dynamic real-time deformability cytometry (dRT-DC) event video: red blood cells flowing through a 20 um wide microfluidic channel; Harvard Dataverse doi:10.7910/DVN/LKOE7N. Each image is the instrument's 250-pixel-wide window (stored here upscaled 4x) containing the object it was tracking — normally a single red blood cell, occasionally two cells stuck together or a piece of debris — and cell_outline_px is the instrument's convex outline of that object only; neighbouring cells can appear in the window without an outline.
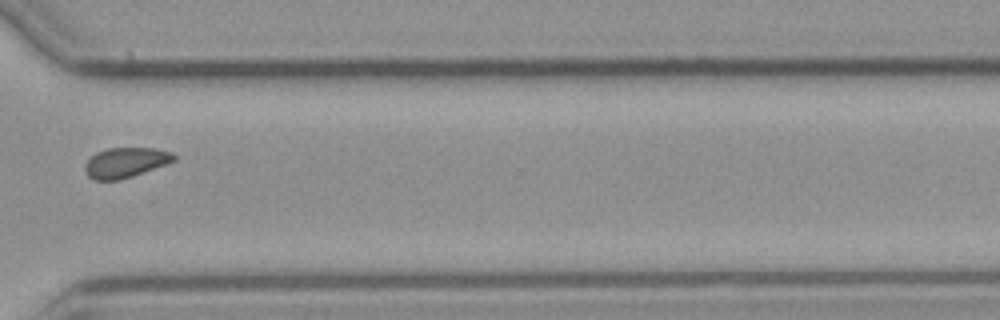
{"species": "common noctule bat (a hibernating species)", "species_latin": "Nyctalus noctula", "temperature_condition": "cold", "stored_images_in_passage": 15, "camera_frame_rate_fps": 3000, "um_per_image_px": 0.085, "animal": {"sex": "male", "body_mass_g": 23.1, "forearm_length_mm": 52.7}, "frame": {"image": 1, "passage_image": 11, "time_ms": 12.667, "image_size_px": [1000, 320], "cell_outline_px": [[176, 160], [132, 176], [120, 180], [96, 180], [88, 176], [84, 168], [84, 164], [96, 152], [108, 148], [156, 148], [172, 152], [176, 156]], "centroid_in_image_um": [10.66, 13.81], "position_along_channel_um": 359.9, "area_um2": 15.49}}
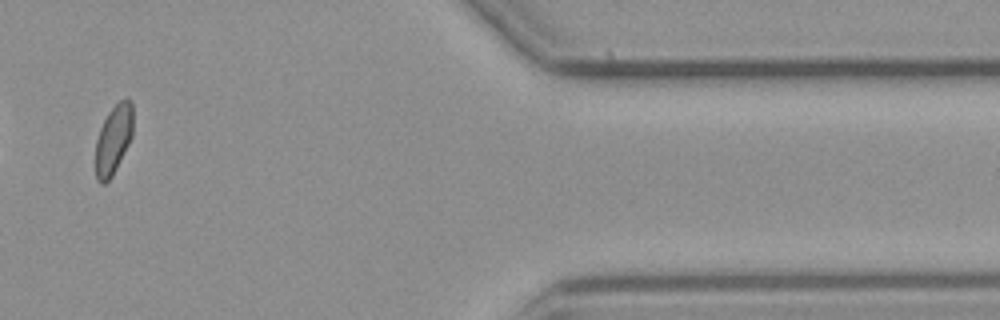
{"frame": {"image": 2, "passage_image": 13, "time_ms": 15.0, "image_size_px": [1000, 320], "cell_outline_px": [[132, 136], [112, 176], [104, 184], [100, 184], [96, 180], [96, 140], [100, 128], [108, 112], [124, 96], [128, 96], [132, 100]], "centroid_in_image_um": [9.64, 11.82], "position_along_channel_um": 401.8, "area_um2": 15.09}, "authors_computed_cell_mechanics": {"area_um2": 17.5134, "velocity_mm_per_s": 3.1566, "shape_relaxation_time_tau1_ms": null, "shape_relaxation_time_tau2_ms": 2.0346, "deformation_change_tau1": null, "deformation_change_tau2": 0.063}}